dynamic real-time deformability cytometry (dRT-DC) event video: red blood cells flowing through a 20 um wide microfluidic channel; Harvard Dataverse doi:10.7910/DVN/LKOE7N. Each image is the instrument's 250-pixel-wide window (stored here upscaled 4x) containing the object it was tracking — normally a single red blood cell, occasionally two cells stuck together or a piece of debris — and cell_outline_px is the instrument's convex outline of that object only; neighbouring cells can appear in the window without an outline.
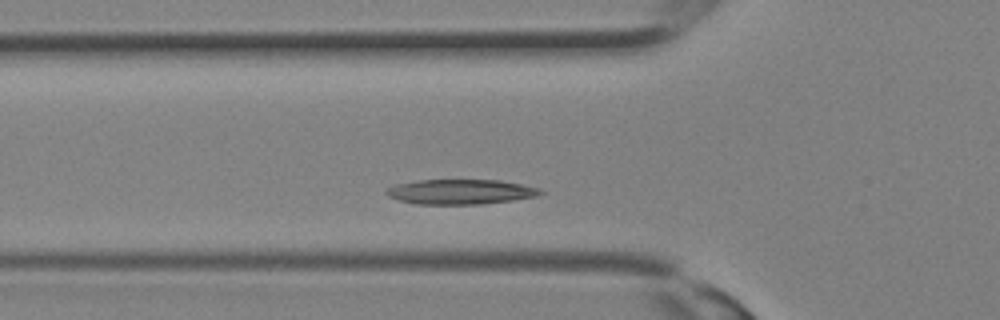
{"species": "Egyptian fruit bat (a non-hibernating species)", "species_latin": "Rousettus aegyptiacus", "temperature_condition": "room temperature", "stored_images_in_passage": 22, "camera_frame_rate_fps": 3000, "um_per_image_px": 0.085, "animal": {"sex": "female"}, "frame": {"image": 1, "passage_image": 6, "time_ms": 1.667, "image_size_px": [1000, 320], "cell_outline_px": [[544, 192], [536, 196], [512, 200], [480, 204], [416, 204], [400, 200], [388, 196], [384, 192], [388, 188], [396, 184], [420, 180], [500, 180], [540, 188]], "centroid_in_image_um": [39.14, 16.3], "position_along_channel_um": 86.7, "area_um2": 22.2}}
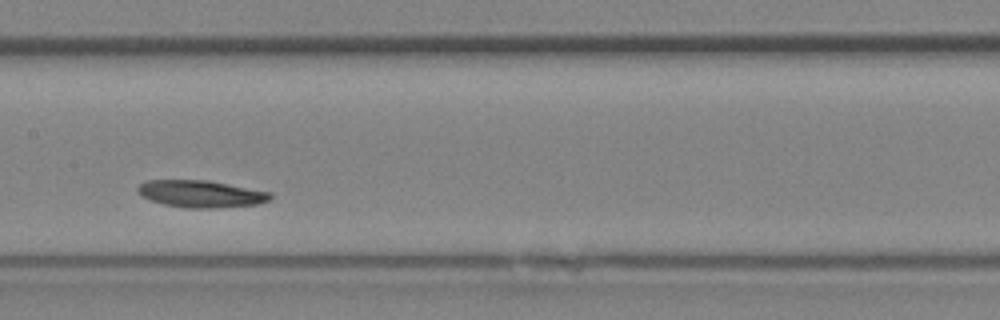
{"frame": {"image": 2, "passage_image": 11, "time_ms": 3.333, "image_size_px": [1000, 320], "cell_outline_px": [[272, 196], [268, 200], [256, 204], [216, 208], [184, 208], [164, 204], [140, 196], [136, 192], [136, 188], [144, 180], [208, 180], [272, 192]], "centroid_in_image_um": [17.04, 16.47], "position_along_channel_um": 190.4, "area_um2": 21.04}}
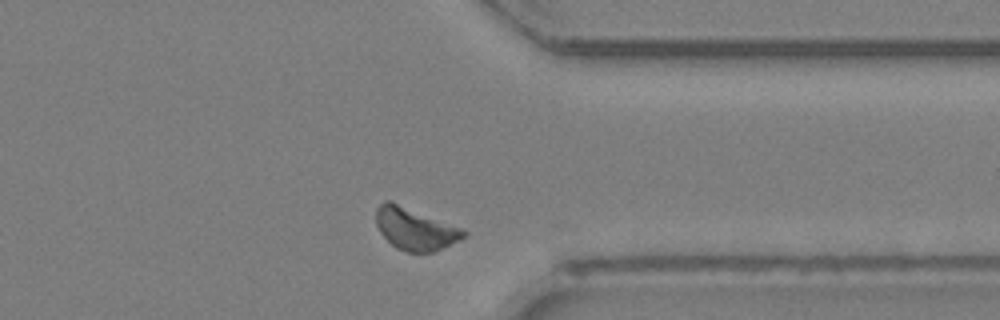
{"frame": {"image": 3, "passage_image": 20, "time_ms": 6.333, "image_size_px": [1000, 320], "cell_outline_px": [[468, 232], [464, 236], [432, 252], [408, 252], [396, 248], [380, 232], [376, 224], [376, 208], [384, 200], [392, 200], [464, 228]], "centroid_in_image_um": [35.25, 19.4], "position_along_channel_um": 376.1, "area_um2": 21.56}}